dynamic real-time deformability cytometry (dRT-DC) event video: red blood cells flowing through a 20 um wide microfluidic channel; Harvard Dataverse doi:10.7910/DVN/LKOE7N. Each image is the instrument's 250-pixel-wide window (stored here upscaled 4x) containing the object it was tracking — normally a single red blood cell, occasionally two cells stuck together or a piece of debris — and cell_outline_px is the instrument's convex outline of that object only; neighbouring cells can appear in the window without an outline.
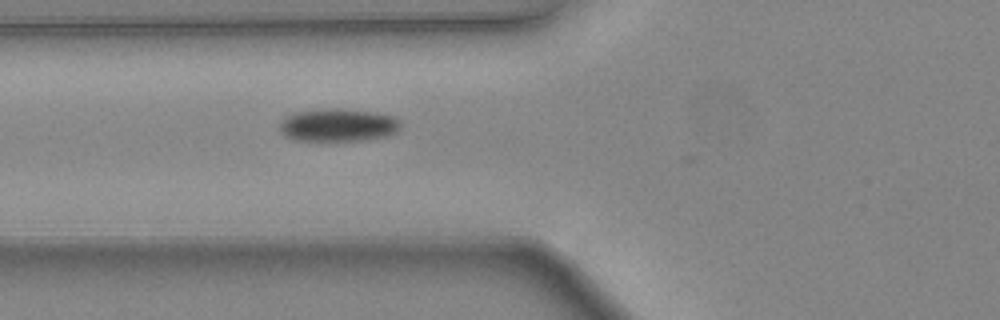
{"species": "common noctule bat (a hibernating species)", "species_latin": "Nyctalus noctula", "temperature_condition": "warm", "stored_images_in_passage": 26, "camera_frame_rate_fps": 3000, "um_per_image_px": 0.085, "animal": {"sex": "female", "body_mass_g": 24.6, "forearm_length_mm": 56.2}, "frame": {"image": 1, "passage_image": 4, "time_ms": 1.0, "image_size_px": [1000, 320], "cell_outline_px": [[400, 128], [396, 132], [388, 136], [364, 140], [292, 140], [284, 136], [280, 132], [280, 124], [288, 116], [296, 112], [332, 108], [340, 108], [376, 112], [392, 116], [400, 120]], "centroid_in_image_um": [28.77, 10.63], "position_along_channel_um": 97.0, "area_um2": 23.12}}
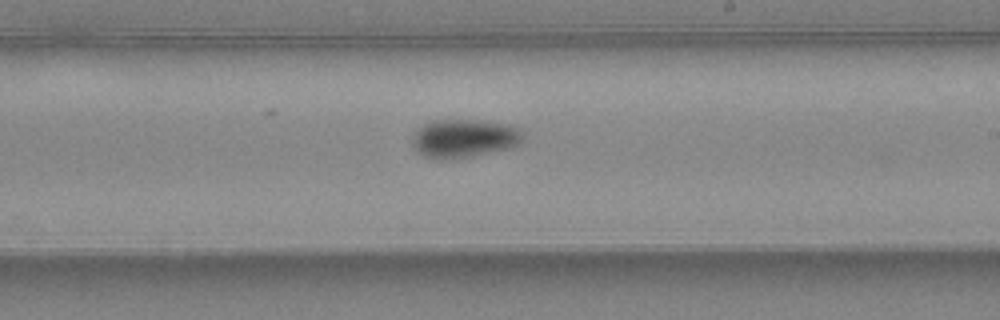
{"frame": {"image": 2, "passage_image": 14, "time_ms": 4.333, "image_size_px": [1000, 320], "cell_outline_px": [[524, 136], [520, 144], [508, 148], [472, 156], [452, 160], [432, 160], [416, 152], [412, 144], [412, 132], [416, 128], [432, 120], [472, 120], [512, 124], [520, 128], [524, 132]], "centroid_in_image_um": [39.41, 11.77], "position_along_channel_um": 249.6, "area_um2": 25.43}}
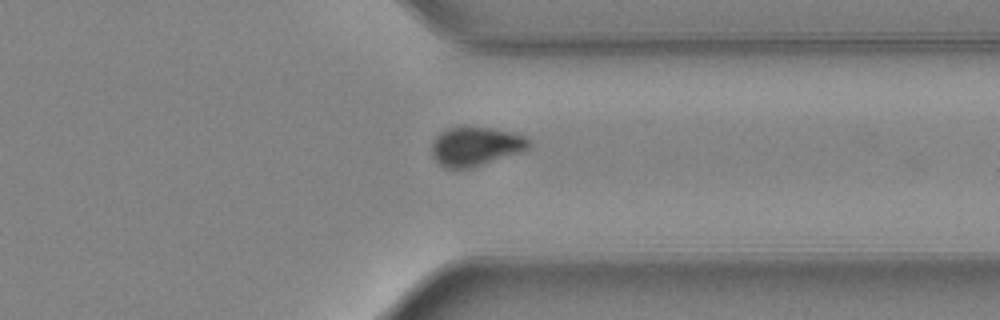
{"frame": {"image": 3, "passage_image": 22, "time_ms": 7.0, "image_size_px": [1000, 320], "cell_outline_px": [[532, 148], [524, 152], [472, 168], [444, 168], [432, 156], [432, 140], [440, 132], [452, 128], [492, 128], [512, 132], [524, 136], [532, 144]], "centroid_in_image_um": [40.48, 12.47], "position_along_channel_um": 370.9, "area_um2": 22.2}, "authors_computed_cell_mechanics": {"area_um2": 23.3512, "velocity_mm_per_s": 4.5598, "shape_relaxation_time_tau1_ms": 4.4663, "shape_relaxation_time_tau2_ms": 3.7839, "deformation_change_tau1": 0.1299, "deformation_change_tau2": 0.0593}}